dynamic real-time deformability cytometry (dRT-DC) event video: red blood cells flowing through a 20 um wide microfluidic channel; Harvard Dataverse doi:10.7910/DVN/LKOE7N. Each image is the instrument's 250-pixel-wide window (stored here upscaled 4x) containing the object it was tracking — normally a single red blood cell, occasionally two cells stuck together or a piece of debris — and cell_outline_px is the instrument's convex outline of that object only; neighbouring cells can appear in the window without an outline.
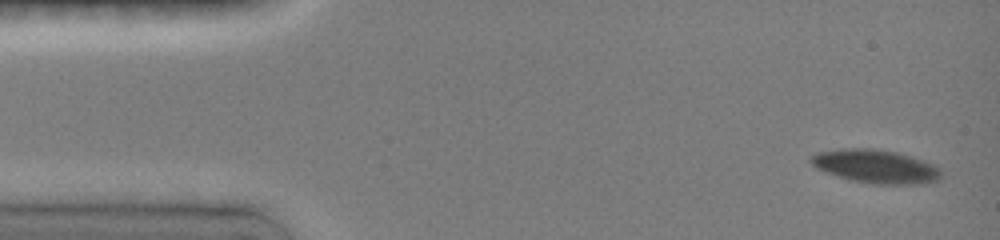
{"species": "common noctule bat (a hibernating species)", "species_latin": "Nyctalus noctula", "temperature_condition": "room temperature", "stored_images_in_passage": 4, "camera_frame_rate_fps": 3000, "um_per_image_px": 0.085, "animal": {"sex": "female", "body_mass_g": 19.0, "forearm_length_mm": 51.5}, "frame": {"image": 1, "passage_image": 1, "time_ms": 0.0, "image_size_px": [1000, 240], "cell_outline_px": [[940, 180], [924, 184], [872, 184], [852, 180], [816, 168], [808, 160], [816, 152], [840, 148], [872, 148], [896, 152], [924, 160], [940, 168]], "centroid_in_image_um": [74.45, 14.14], "position_along_channel_um": 10.6, "area_um2": 25.43}}
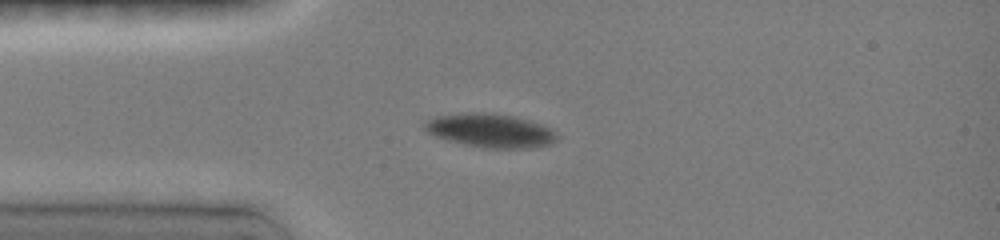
{"frame": {"image": 2, "passage_image": 4, "time_ms": 3.333, "image_size_px": [1000, 240], "cell_outline_px": [[560, 136], [552, 144], [532, 148], [480, 148], [448, 140], [436, 136], [428, 132], [424, 128], [424, 120], [432, 116], [464, 112], [492, 112], [516, 116], [540, 124], [556, 132]], "centroid_in_image_um": [41.67, 11.08], "position_along_channel_um": 43.3, "area_um2": 26.47}}